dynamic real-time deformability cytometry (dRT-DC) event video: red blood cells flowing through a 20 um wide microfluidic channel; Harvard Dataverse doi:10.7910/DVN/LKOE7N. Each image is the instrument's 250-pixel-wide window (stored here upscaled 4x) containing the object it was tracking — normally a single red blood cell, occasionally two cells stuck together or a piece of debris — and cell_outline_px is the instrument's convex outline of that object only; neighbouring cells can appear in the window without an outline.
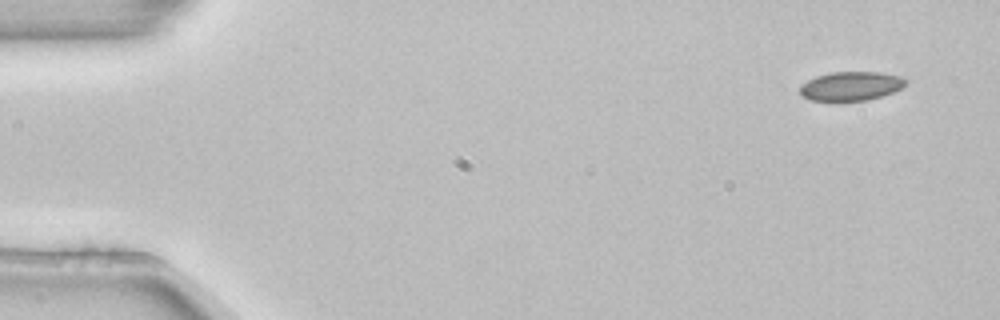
{"species": "common noctule bat (a hibernating species)", "species_latin": "Nyctalus noctula", "temperature_condition": "room temperature", "stored_images_in_passage": 5, "camera_frame_rate_fps": 3000, "um_per_image_px": 0.085, "animal": {"sex": "female", "body_mass_g": 22.7, "forearm_length_mm": 54.2}, "frame": {"image": 1, "passage_image": 1, "time_ms": 0.0, "image_size_px": [1000, 320], "cell_outline_px": [[908, 84], [904, 88], [868, 100], [812, 100], [800, 96], [800, 84], [816, 76], [832, 72], [880, 72], [904, 76], [908, 80]], "centroid_in_image_um": [72.38, 7.3], "position_along_channel_um": 12.6, "area_um2": 18.03}}